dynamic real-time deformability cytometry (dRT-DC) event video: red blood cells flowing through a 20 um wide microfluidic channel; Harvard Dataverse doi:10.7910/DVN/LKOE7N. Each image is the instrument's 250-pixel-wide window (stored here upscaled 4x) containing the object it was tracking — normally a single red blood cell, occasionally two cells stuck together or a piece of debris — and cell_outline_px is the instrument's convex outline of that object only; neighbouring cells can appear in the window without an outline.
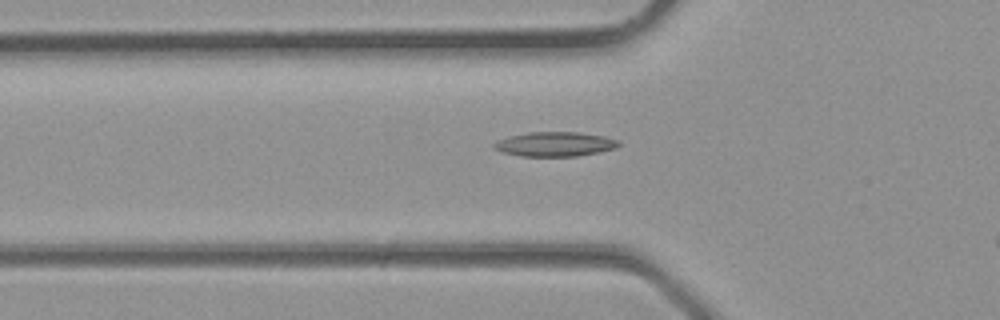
{"species": "common noctule bat (a hibernating species)", "species_latin": "Nyctalus noctula", "temperature_condition": "room temperature", "stored_images_in_passage": 13, "camera_frame_rate_fps": 3000, "um_per_image_px": 0.085, "animal": {"sex": "male", "body_mass_g": 23.1, "forearm_length_mm": 52.7}, "frame": {"image": 1, "passage_image": 11, "time_ms": 3.333, "image_size_px": [1000, 320], "cell_outline_px": [[620, 144], [616, 148], [600, 152], [576, 156], [520, 156], [504, 152], [492, 148], [492, 144], [496, 140], [508, 136], [528, 132], [576, 132], [604, 136], [620, 140]], "centroid_in_image_um": [47.15, 12.25], "position_along_channel_um": 78.6, "area_um2": 17.92}}